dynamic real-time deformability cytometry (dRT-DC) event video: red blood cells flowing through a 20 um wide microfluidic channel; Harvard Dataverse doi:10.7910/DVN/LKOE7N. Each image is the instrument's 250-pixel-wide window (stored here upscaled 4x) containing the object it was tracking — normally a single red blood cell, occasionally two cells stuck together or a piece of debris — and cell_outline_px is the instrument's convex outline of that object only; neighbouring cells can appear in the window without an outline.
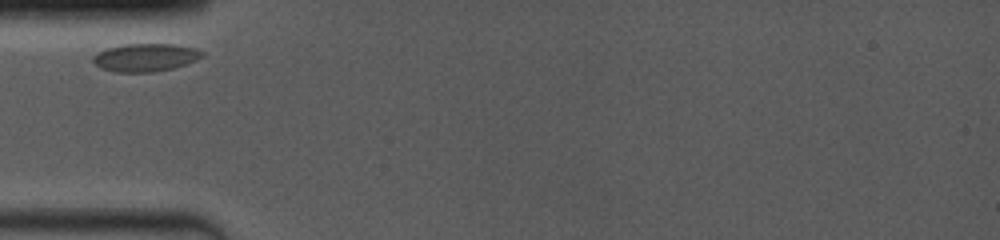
{"species": "common noctule bat (a hibernating species)", "species_latin": "Nyctalus noctula", "temperature_condition": "room temperature", "stored_images_in_passage": 4, "camera_frame_rate_fps": 4000, "um_per_image_px": 0.085, "animal": {"sex": "female", "body_mass_g": 19.0, "forearm_length_mm": 53.3}, "frame": {"image": 1, "passage_image": 1, "time_ms": 0.0, "image_size_px": [1000, 240], "cell_outline_px": [[204, 56], [196, 60], [172, 68], [156, 72], [116, 72], [100, 68], [92, 60], [92, 56], [96, 52], [108, 48], [124, 44], [176, 44], [196, 48], [204, 52]], "centroid_in_image_um": [12.36, 4.88], "position_along_channel_um": 72.6, "area_um2": 17.86}}
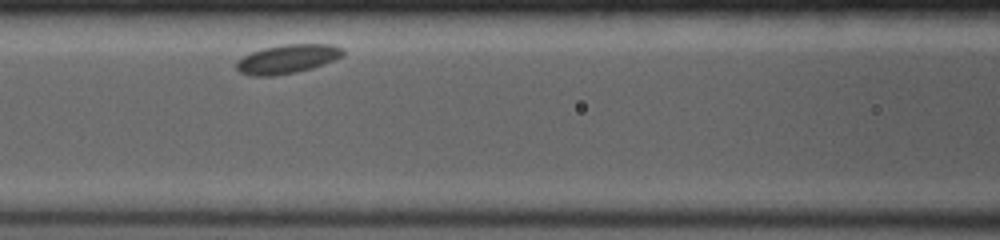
{"frame": {"image": 2, "passage_image": 3, "time_ms": 2.0, "image_size_px": [1000, 240], "cell_outline_px": [[344, 56], [324, 64], [312, 68], [296, 72], [272, 76], [252, 76], [240, 72], [236, 68], [236, 60], [252, 52], [264, 48], [284, 44], [332, 44], [344, 48]], "centroid_in_image_um": [24.45, 5.01], "position_along_channel_um": 142.1, "area_um2": 18.03}}
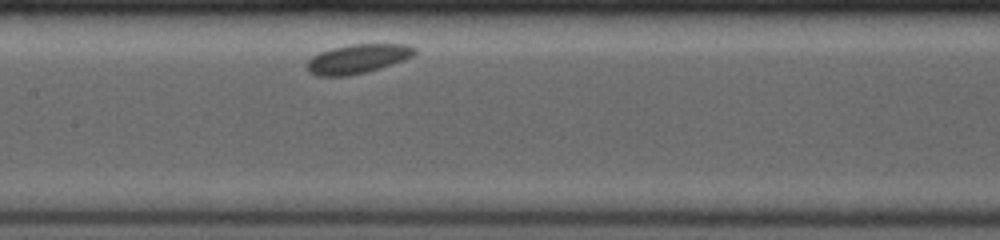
{"frame": {"image": 3, "passage_image": 4, "time_ms": 3.0, "image_size_px": [1000, 240], "cell_outline_px": [[416, 52], [412, 56], [404, 60], [368, 72], [348, 76], [316, 76], [308, 68], [308, 60], [312, 56], [320, 52], [332, 48], [352, 44], [404, 44], [416, 48]], "centroid_in_image_um": [30.42, 5.0], "position_along_channel_um": 177.0, "area_um2": 18.21}}